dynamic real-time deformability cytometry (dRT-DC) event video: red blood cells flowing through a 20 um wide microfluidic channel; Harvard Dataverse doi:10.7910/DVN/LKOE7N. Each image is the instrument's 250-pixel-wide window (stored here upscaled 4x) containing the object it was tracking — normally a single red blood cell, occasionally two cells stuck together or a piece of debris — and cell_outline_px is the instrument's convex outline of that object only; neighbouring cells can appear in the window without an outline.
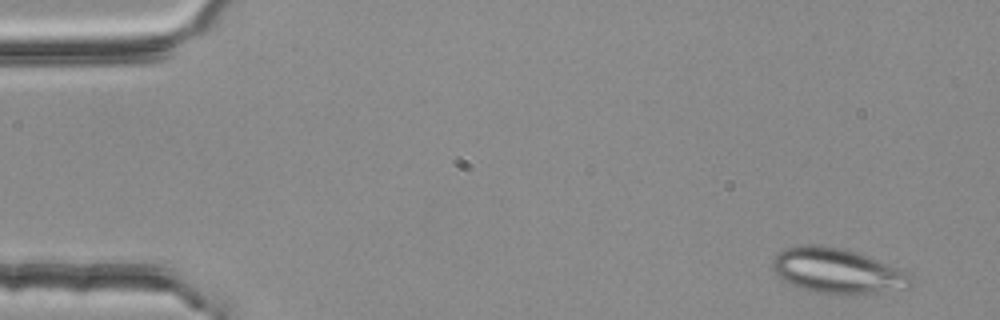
{"species": "common noctule bat (a hibernating species)", "species_latin": "Nyctalus noctula", "temperature_condition": "room temperature", "stored_images_in_passage": 4, "camera_frame_rate_fps": 3000, "um_per_image_px": 0.085, "animal": {"sex": "female", "body_mass_g": 25.1}, "frame": {"image": 1, "passage_image": 1, "time_ms": 0.0, "image_size_px": [1000, 320], "cell_outline_px": [[916, 284], [908, 288], [852, 296], [836, 296], [816, 292], [792, 284], [784, 280], [772, 268], [772, 260], [784, 248], [808, 244], [844, 248], [868, 256], [912, 272]], "centroid_in_image_um": [71.3, 23.05], "position_along_channel_um": 13.7, "area_um2": 37.05}}